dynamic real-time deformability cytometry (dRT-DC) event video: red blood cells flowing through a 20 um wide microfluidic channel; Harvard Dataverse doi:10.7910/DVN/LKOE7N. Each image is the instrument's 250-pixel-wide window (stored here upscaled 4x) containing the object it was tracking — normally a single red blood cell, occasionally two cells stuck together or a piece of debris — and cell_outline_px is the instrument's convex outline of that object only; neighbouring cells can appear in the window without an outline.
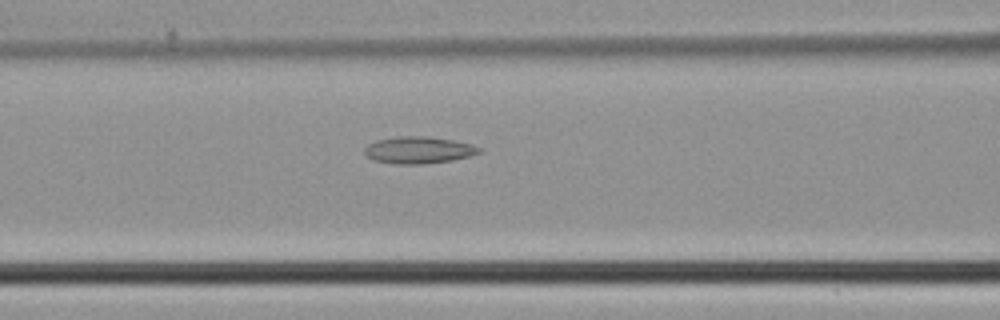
{"species": "common noctule bat (a hibernating species)", "species_latin": "Nyctalus noctula", "temperature_condition": "cold", "stored_images_in_passage": 32, "camera_frame_rate_fps": 3000, "um_per_image_px": 0.085, "animal": {"sex": "male", "body_mass_g": 21.5, "forearm_length_mm": 52.0}, "frame": {"image": 1, "passage_image": 10, "time_ms": 3.0, "image_size_px": [1000, 320], "cell_outline_px": [[480, 152], [468, 156], [452, 160], [424, 164], [396, 164], [372, 160], [364, 152], [364, 148], [368, 144], [376, 140], [400, 136], [424, 136], [452, 140], [472, 144], [480, 148]], "centroid_in_image_um": [35.54, 12.76], "position_along_channel_um": 131.1, "area_um2": 17.86}}
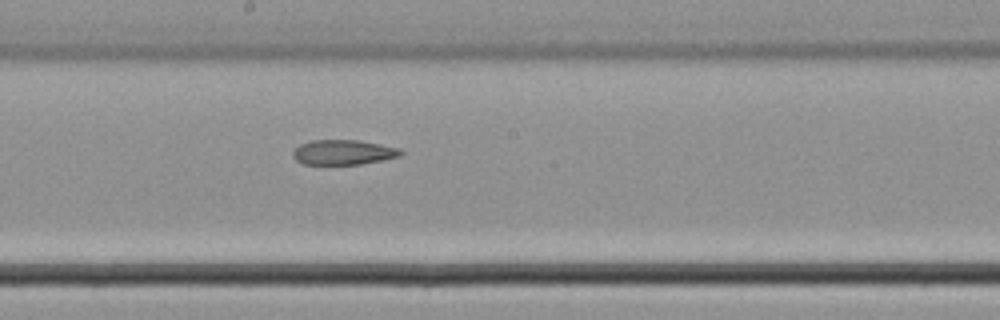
{"frame": {"image": 2, "passage_image": 16, "time_ms": 5.0, "image_size_px": [1000, 320], "cell_outline_px": [[404, 152], [400, 156], [384, 160], [360, 164], [300, 164], [292, 156], [292, 152], [300, 144], [312, 140], [360, 140], [400, 148]], "centroid_in_image_um": [29.19, 12.94], "position_along_channel_um": 219.0, "area_um2": 15.78}}
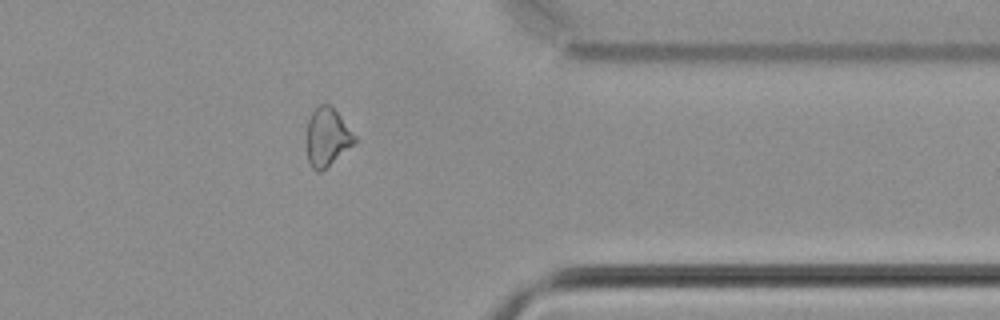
{"frame": {"image": 3, "passage_image": 28, "time_ms": 9.0, "image_size_px": [1000, 320], "cell_outline_px": [[356, 140], [352, 144], [320, 172], [316, 172], [312, 168], [308, 160], [308, 120], [312, 112], [320, 104], [332, 104], [356, 136]], "centroid_in_image_um": [27.81, 11.6], "position_along_channel_um": 383.6, "area_um2": 15.84}}